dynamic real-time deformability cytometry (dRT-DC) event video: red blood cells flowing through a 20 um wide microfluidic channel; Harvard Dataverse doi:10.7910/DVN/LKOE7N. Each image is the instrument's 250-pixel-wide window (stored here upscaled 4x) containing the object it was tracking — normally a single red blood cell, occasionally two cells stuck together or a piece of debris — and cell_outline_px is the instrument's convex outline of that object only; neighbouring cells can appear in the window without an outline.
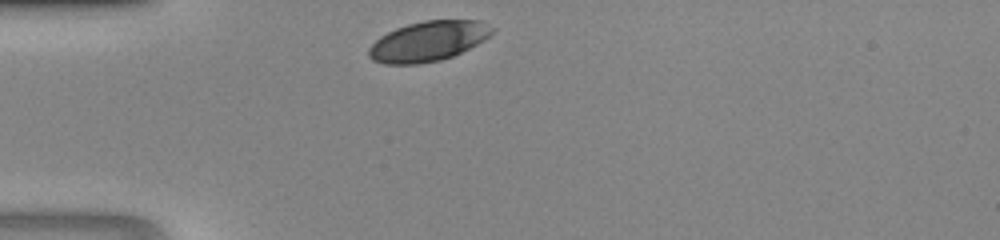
{"species": "human", "species_latin": "Homo sapiens", "temperature_condition": "room temperature", "stored_images_in_passage": 25, "camera_frame_rate_fps": 3000, "um_per_image_px": 0.085, "donor": {"sex": "male"}, "frame": {"image": 1, "passage_image": 1, "time_ms": 0.0, "image_size_px": [1000, 240], "cell_outline_px": [[496, 28], [484, 40], [452, 56], [440, 60], [416, 64], [384, 64], [372, 60], [368, 56], [368, 48], [380, 36], [396, 28], [408, 24], [424, 20], [480, 20]], "centroid_in_image_um": [36.38, 3.5], "position_along_channel_um": 48.6, "area_um2": 28.67}}
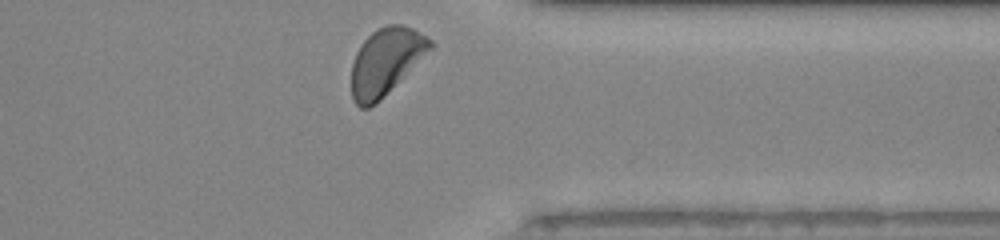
{"frame": {"image": 2, "passage_image": 25, "time_ms": 8.0, "image_size_px": [1000, 240], "cell_outline_px": [[436, 44], [376, 104], [368, 108], [360, 108], [352, 100], [352, 64], [356, 52], [360, 44], [376, 28], [388, 24], [404, 24], [412, 28], [432, 40]], "centroid_in_image_um": [32.78, 5.22], "position_along_channel_um": 378.6, "area_um2": 30.58}}